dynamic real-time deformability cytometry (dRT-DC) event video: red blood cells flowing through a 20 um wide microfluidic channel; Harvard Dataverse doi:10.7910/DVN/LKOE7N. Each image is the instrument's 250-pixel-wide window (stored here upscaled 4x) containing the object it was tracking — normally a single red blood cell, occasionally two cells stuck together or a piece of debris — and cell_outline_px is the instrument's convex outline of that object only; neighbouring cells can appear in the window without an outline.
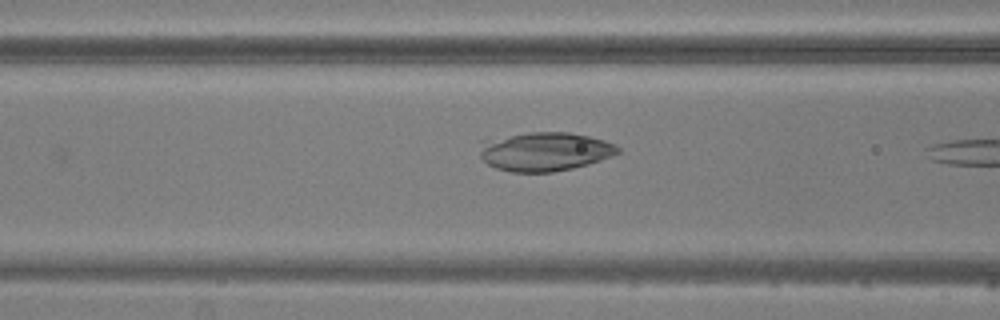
{"species": "common noctule bat (a hibernating species)", "species_latin": "Nyctalus noctula", "temperature_condition": "warm", "stored_images_in_passage": 9, "camera_frame_rate_fps": 3000, "um_per_image_px": 0.085, "animal": {"sex": "male", "body_mass_g": 20.5, "forearm_length_mm": 52.5}, "frame": {"image": 1, "passage_image": 7, "time_ms": 8.0, "image_size_px": [1000, 320], "cell_outline_px": [[620, 152], [600, 160], [588, 164], [572, 168], [552, 172], [512, 172], [496, 168], [488, 164], [480, 156], [476, 140], [528, 132], [568, 132], [588, 136], [604, 140], [616, 144], [620, 148]], "centroid_in_image_um": [46.22, 12.86], "position_along_channel_um": 120.4, "area_um2": 31.73}}